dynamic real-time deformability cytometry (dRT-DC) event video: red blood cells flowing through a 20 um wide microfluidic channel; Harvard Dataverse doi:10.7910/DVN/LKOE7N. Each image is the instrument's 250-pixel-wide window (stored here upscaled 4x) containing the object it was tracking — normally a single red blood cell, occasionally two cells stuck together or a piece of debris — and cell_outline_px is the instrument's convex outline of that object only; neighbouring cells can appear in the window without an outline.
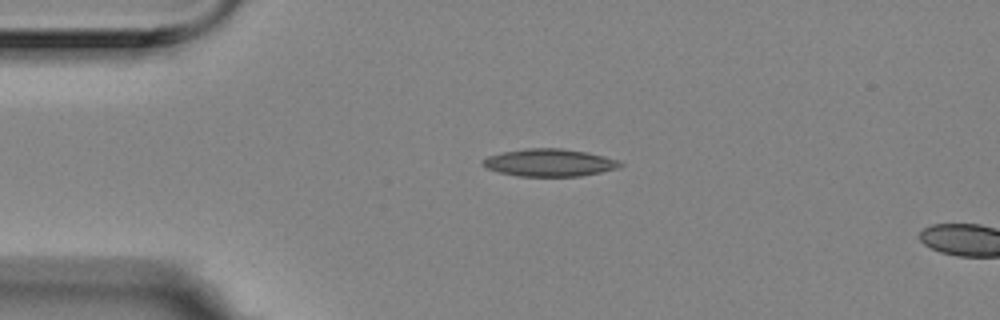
{"species": "Egyptian fruit bat (a non-hibernating species)", "species_latin": "Rousettus aegyptiacus", "temperature_condition": "room temperature", "stored_images_in_passage": 2, "camera_frame_rate_fps": 3000, "um_per_image_px": 0.085, "animal": {"sex": "female"}, "frame": {"image": 1, "passage_image": 1, "time_ms": 0.0, "image_size_px": [1000, 320], "cell_outline_px": [[624, 164], [616, 168], [600, 172], [580, 176], [520, 176], [500, 172], [488, 168], [480, 164], [480, 160], [488, 156], [500, 152], [524, 148], [560, 148], [588, 152], [620, 160]], "centroid_in_image_um": [46.68, 13.81], "position_along_channel_um": 38.3, "area_um2": 22.08}}